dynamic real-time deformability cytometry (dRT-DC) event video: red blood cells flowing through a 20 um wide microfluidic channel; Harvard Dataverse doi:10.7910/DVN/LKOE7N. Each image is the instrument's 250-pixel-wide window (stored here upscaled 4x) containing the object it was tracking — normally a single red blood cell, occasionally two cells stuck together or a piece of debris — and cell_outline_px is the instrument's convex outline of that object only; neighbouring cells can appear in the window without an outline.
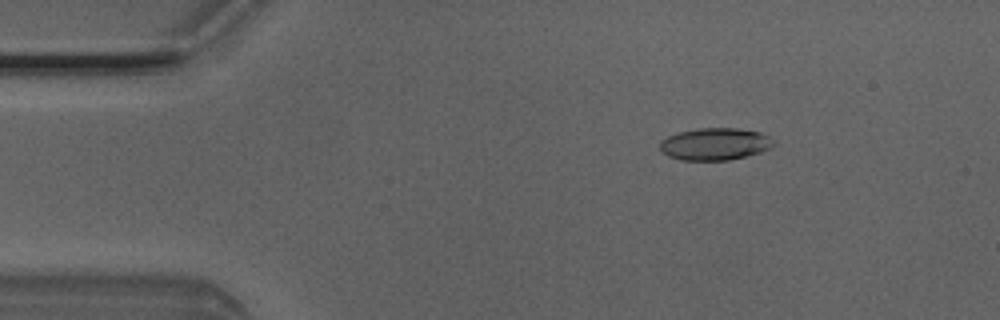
{"species": "Egyptian fruit bat (a non-hibernating species)", "species_latin": "Rousettus aegyptiacus", "temperature_condition": "room temperature", "stored_images_in_passage": 2, "camera_frame_rate_fps": 3000, "um_per_image_px": 0.085, "animal": {"sex": "male"}, "frame": {"image": 1, "passage_image": 1, "time_ms": 0.0, "image_size_px": [1000, 320], "cell_outline_px": [[776, 144], [772, 148], [760, 152], [728, 160], [680, 160], [668, 156], [660, 148], [660, 140], [668, 136], [680, 132], [700, 128], [736, 128], [760, 132], [776, 140]], "centroid_in_image_um": [60.81, 12.24], "position_along_channel_um": 24.2, "area_um2": 21.33}}